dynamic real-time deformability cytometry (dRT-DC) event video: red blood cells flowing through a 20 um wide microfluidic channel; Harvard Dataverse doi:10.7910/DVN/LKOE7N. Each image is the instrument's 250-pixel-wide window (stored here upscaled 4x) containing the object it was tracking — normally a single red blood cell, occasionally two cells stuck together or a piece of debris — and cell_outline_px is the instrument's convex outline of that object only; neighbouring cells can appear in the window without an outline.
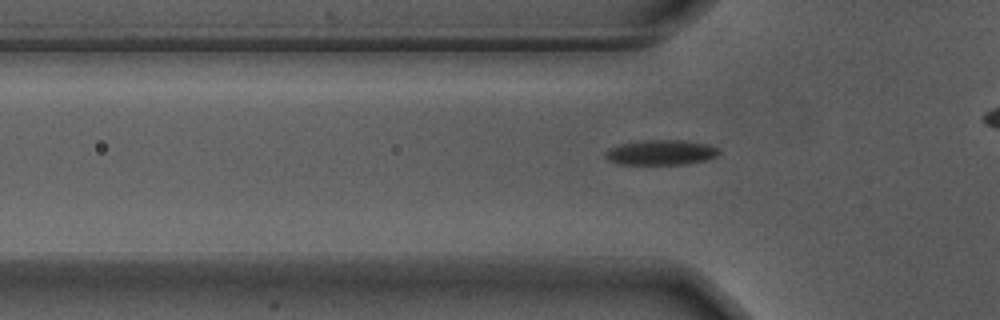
{"species": "Egyptian fruit bat (a non-hibernating species)", "species_latin": "Rousettus aegyptiacus", "temperature_condition": "warm", "stored_images_in_passage": 44, "camera_frame_rate_fps": 3000, "um_per_image_px": 0.085, "animal": {"sex": "male"}, "frame": {"image": 1, "passage_image": 17, "time_ms": 5.333, "image_size_px": [1000, 320], "cell_outline_px": [[720, 152], [716, 156], [708, 160], [684, 164], [620, 164], [608, 160], [604, 156], [604, 152], [608, 148], [620, 144], [648, 140], [684, 140], [708, 144], [720, 148]], "centroid_in_image_um": [56.2, 12.96], "position_along_channel_um": 69.6, "area_um2": 16.7}}
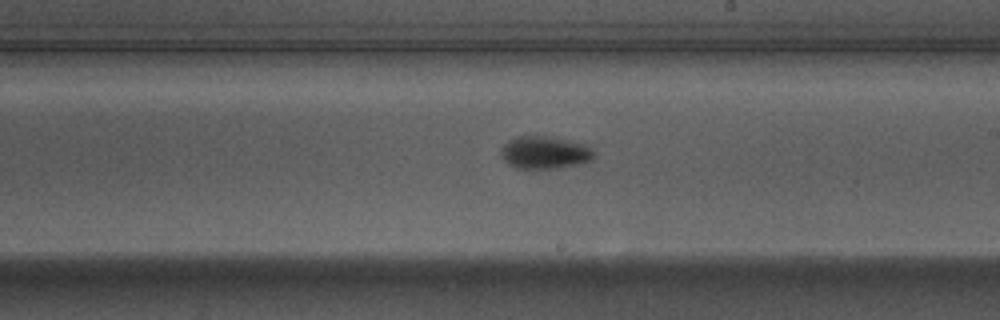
{"frame": {"image": 2, "passage_image": 31, "time_ms": 10.0, "image_size_px": [1000, 320], "cell_outline_px": [[596, 156], [592, 160], [580, 164], [560, 168], [516, 168], [508, 164], [504, 160], [500, 152], [504, 144], [508, 140], [516, 136], [544, 136], [588, 144], [596, 152]], "centroid_in_image_um": [46.35, 12.97], "position_along_channel_um": 242.7, "area_um2": 17.86}}
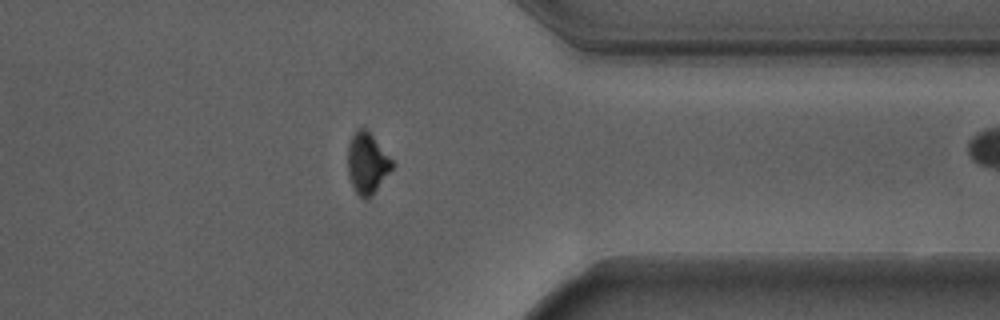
{"frame": {"image": 3, "passage_image": 43, "time_ms": 14.0, "image_size_px": [1000, 320], "cell_outline_px": [[396, 164], [376, 188], [364, 200], [356, 192], [348, 176], [348, 144], [356, 128], [368, 128]], "centroid_in_image_um": [31.21, 13.79], "position_along_channel_um": 380.2, "area_um2": 15.72}}